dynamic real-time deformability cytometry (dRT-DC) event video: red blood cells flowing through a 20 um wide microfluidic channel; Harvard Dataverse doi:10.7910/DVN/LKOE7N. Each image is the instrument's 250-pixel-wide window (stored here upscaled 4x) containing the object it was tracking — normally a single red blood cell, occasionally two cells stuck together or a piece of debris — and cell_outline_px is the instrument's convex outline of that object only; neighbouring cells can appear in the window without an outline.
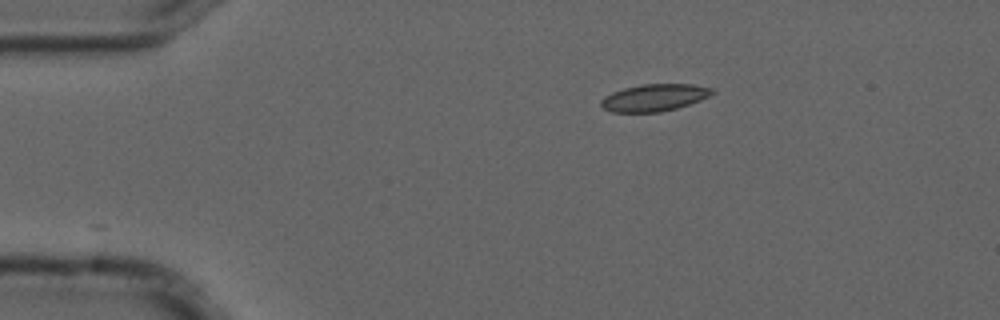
{"species": "common noctule bat (a hibernating species)", "species_latin": "Nyctalus noctula", "temperature_condition": "cold", "stored_images_in_passage": 2, "camera_frame_rate_fps": 3000, "um_per_image_px": 0.085, "animal": {"sex": "male", "forearm_length_mm": 52.5}, "frame": {"image": 1, "passage_image": 2, "time_ms": 0.333, "image_size_px": [1000, 320], "cell_outline_px": [[716, 92], [700, 100], [676, 108], [660, 112], [612, 112], [604, 108], [600, 104], [600, 100], [604, 96], [612, 92], [624, 88], [640, 84], [692, 84], [716, 88]], "centroid_in_image_um": [55.63, 8.28], "position_along_channel_um": 29.4, "area_um2": 17.63}}